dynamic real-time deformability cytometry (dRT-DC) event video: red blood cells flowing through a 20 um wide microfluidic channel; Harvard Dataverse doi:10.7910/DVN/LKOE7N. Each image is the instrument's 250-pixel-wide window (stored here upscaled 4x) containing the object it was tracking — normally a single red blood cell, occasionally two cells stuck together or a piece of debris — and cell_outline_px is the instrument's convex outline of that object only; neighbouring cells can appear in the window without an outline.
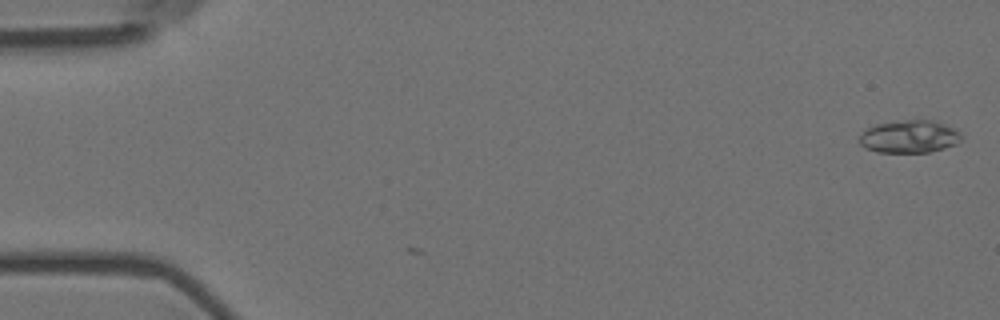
{"species": "Egyptian fruit bat (a non-hibernating species)", "species_latin": "Rousettus aegyptiacus", "temperature_condition": "room temperature", "stored_images_in_passage": 2, "camera_frame_rate_fps": 3000, "um_per_image_px": 0.085, "animal": {"sex": "female"}, "frame": {"image": 1, "passage_image": 1, "time_ms": 0.0, "image_size_px": [1000, 320], "cell_outline_px": [[964, 136], [956, 144], [944, 148], [928, 152], [876, 152], [864, 148], [860, 144], [860, 136], [868, 128], [876, 124], [904, 120], [932, 120], [952, 128], [960, 132]], "centroid_in_image_um": [77.3, 11.62], "position_along_channel_um": 7.7, "area_um2": 19.25}}